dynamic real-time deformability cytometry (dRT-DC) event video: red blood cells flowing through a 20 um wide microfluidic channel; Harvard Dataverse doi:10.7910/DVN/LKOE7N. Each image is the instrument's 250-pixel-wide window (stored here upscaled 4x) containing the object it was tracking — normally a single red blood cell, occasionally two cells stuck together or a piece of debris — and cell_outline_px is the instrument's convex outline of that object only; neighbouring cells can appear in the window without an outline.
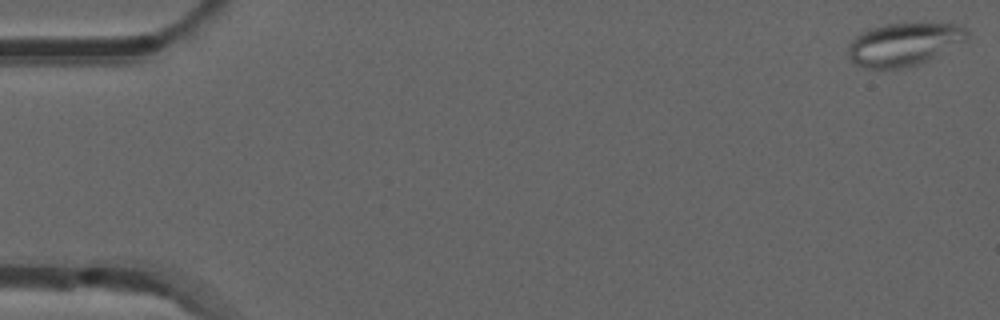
{"species": "common noctule bat (a hibernating species)", "species_latin": "Nyctalus noctula", "temperature_condition": "room temperature", "stored_images_in_passage": 52, "camera_frame_rate_fps": 3000, "um_per_image_px": 0.085, "animal": {"sex": "male", "forearm_length_mm": 52.5}, "frame": {"image": 1, "passage_image": 1, "time_ms": 0.0, "image_size_px": [1000, 320], "cell_outline_px": [[968, 36], [964, 40], [928, 60], [916, 64], [900, 68], [864, 68], [856, 64], [848, 56], [848, 44], [860, 32], [872, 28], [888, 24], [960, 24], [968, 32]], "centroid_in_image_um": [76.78, 3.76], "position_along_channel_um": 8.2, "area_um2": 29.07}}
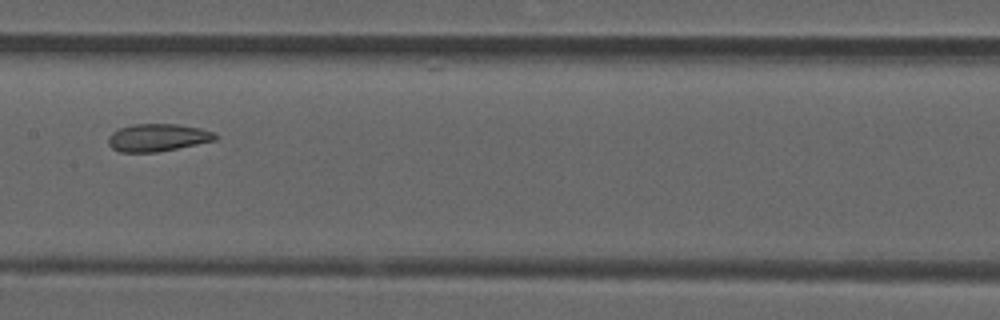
{"frame": {"image": 2, "passage_image": 27, "time_ms": 8.667, "image_size_px": [1000, 320], "cell_outline_px": [[216, 140], [156, 152], [120, 152], [112, 148], [108, 144], [108, 136], [112, 132], [120, 128], [132, 124], [180, 124], [200, 128], [212, 132], [216, 136]], "centroid_in_image_um": [13.35, 11.69], "position_along_channel_um": 194.0, "area_um2": 17.05}}
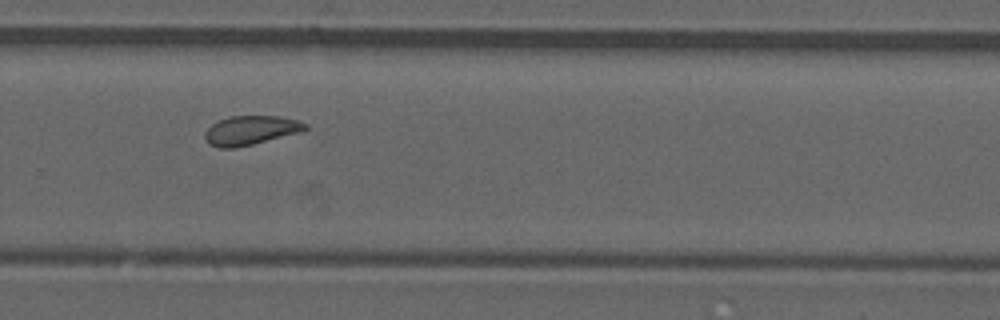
{"frame": {"image": 3, "passage_image": 36, "time_ms": 11.667, "image_size_px": [1000, 320], "cell_outline_px": [[308, 128], [304, 132], [236, 148], [220, 148], [208, 144], [204, 140], [204, 132], [212, 124], [220, 120], [232, 116], [280, 116], [296, 120], [308, 124]], "centroid_in_image_um": [21.33, 11.09], "position_along_channel_um": 308.5, "area_um2": 17.28}}